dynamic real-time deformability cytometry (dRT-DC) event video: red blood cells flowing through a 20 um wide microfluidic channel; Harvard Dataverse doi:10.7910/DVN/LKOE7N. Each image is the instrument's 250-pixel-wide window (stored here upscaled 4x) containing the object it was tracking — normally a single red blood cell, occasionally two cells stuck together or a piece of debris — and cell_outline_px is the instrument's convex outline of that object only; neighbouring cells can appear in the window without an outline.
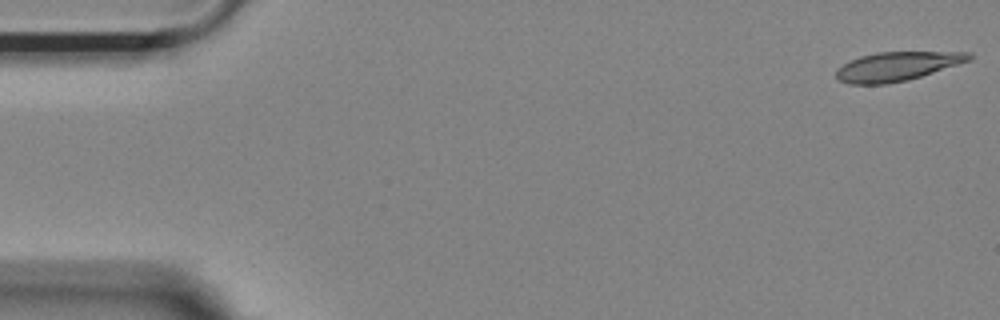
{"species": "Egyptian fruit bat (a non-hibernating species)", "species_latin": "Rousettus aegyptiacus", "temperature_condition": "room temperature", "stored_images_in_passage": 53, "camera_frame_rate_fps": 3000, "um_per_image_px": 0.085, "animal": {"sex": "female"}, "frame": {"image": 1, "passage_image": 1, "time_ms": 0.0, "image_size_px": [1000, 320], "cell_outline_px": [[972, 60], [908, 80], [884, 84], [848, 84], [840, 80], [836, 76], [836, 68], [860, 56], [876, 52], [972, 52]], "centroid_in_image_um": [76.26, 5.64], "position_along_channel_um": 8.7, "area_um2": 22.37}}
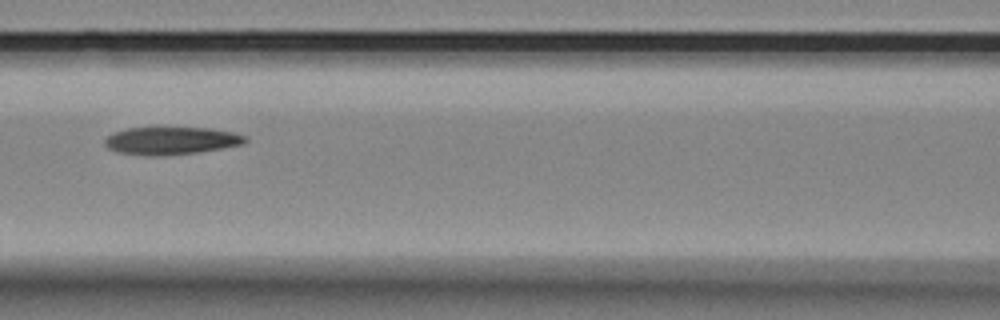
{"frame": {"image": 2, "passage_image": 23, "time_ms": 7.333, "image_size_px": [1000, 320], "cell_outline_px": [[248, 140], [244, 144], [200, 152], [160, 156], [144, 156], [116, 152], [108, 148], [104, 144], [104, 140], [112, 132], [128, 128], [208, 128], [232, 132], [248, 136]], "centroid_in_image_um": [14.54, 11.97], "position_along_channel_um": 152.1, "area_um2": 22.83}}
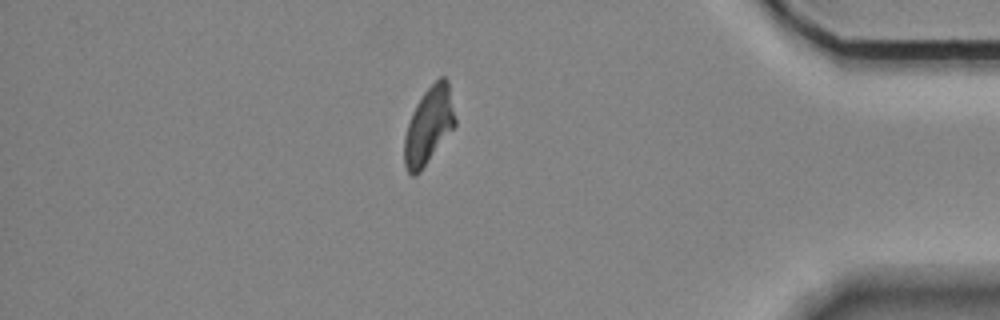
{"frame": {"image": 3, "passage_image": 46, "time_ms": 15.0, "image_size_px": [1000, 320], "cell_outline_px": [[456, 124], [420, 172], [416, 176], [412, 176], [408, 172], [404, 164], [404, 136], [412, 112], [416, 104], [424, 92], [440, 76], [444, 76], [448, 80], [456, 120]], "centroid_in_image_um": [36.43, 10.68], "position_along_channel_um": 398.8, "area_um2": 22.6}, "authors_computed_cell_mechanics": {"area_um2": 23.2934, "velocity_mm_per_s": 3.683, "shape_relaxation_time_tau1_ms": null, "shape_relaxation_time_tau2_ms": 8.8674, "deformation_change_tau1": null, "deformation_change_tau2": 0.174}}